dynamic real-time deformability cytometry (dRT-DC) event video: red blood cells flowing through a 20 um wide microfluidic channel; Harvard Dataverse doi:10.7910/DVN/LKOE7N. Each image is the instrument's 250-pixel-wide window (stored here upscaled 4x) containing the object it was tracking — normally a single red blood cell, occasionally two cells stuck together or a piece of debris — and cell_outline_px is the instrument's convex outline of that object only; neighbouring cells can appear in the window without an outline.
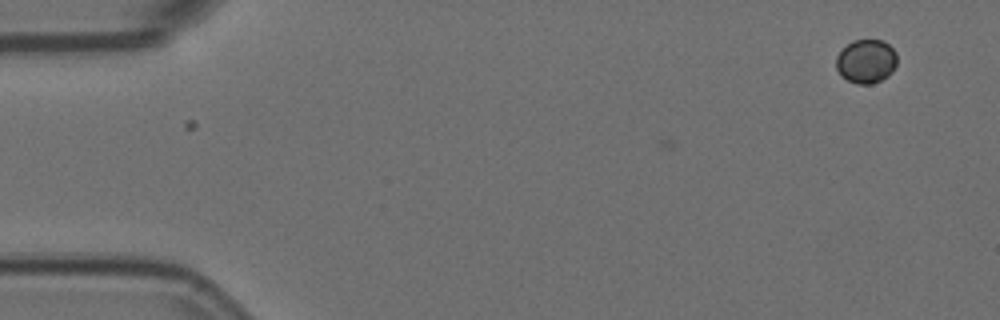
{"species": "Egyptian fruit bat (a non-hibernating species)", "species_latin": "Rousettus aegyptiacus", "temperature_condition": "room temperature", "stored_images_in_passage": 2, "camera_frame_rate_fps": 3000, "um_per_image_px": 0.085, "animal": {"sex": "female"}, "frame": {"image": 1, "passage_image": 2, "time_ms": 0.333, "image_size_px": [1000, 320], "cell_outline_px": [[896, 64], [892, 72], [888, 76], [872, 84], [856, 84], [840, 76], [836, 68], [836, 56], [852, 40], [884, 40], [896, 52]], "centroid_in_image_um": [73.62, 5.22], "position_along_channel_um": 11.4, "area_um2": 15.61}}